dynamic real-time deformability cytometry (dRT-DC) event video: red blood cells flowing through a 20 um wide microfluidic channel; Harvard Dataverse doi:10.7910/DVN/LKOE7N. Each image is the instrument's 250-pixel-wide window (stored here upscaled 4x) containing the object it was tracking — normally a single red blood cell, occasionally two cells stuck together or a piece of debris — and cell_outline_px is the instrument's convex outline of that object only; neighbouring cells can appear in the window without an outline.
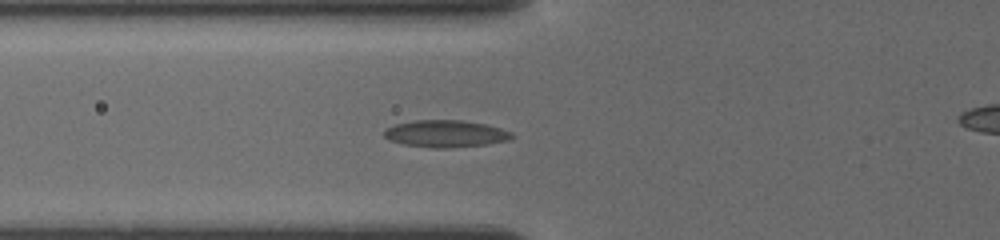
{"species": "common noctule bat (a hibernating species)", "species_latin": "Nyctalus noctula", "temperature_condition": "cold", "stored_images_in_passage": 13, "camera_frame_rate_fps": 3000, "um_per_image_px": 0.085, "animal": {"sex": "female", "body_mass_g": 19.5, "forearm_length_mm": 54.1}, "frame": {"image": 1, "passage_image": 11, "time_ms": 5.333, "image_size_px": [1000, 240], "cell_outline_px": [[516, 136], [512, 140], [484, 144], [448, 148], [436, 148], [404, 144], [388, 140], [384, 136], [384, 128], [396, 124], [416, 120], [464, 120], [484, 124], [500, 128], [512, 132]], "centroid_in_image_um": [37.89, 11.36], "position_along_channel_um": 87.9, "area_um2": 20.17}}
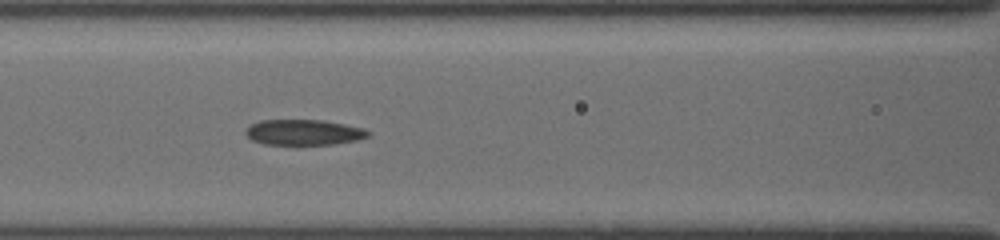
{"frame": {"image": 2, "passage_image": 13, "time_ms": 6.667, "image_size_px": [1000, 240], "cell_outline_px": [[372, 132], [368, 136], [360, 140], [332, 144], [296, 148], [264, 144], [252, 140], [244, 132], [252, 124], [260, 120], [320, 120], [344, 124], [364, 128]], "centroid_in_image_um": [25.83, 11.3], "position_along_channel_um": 140.8, "area_um2": 19.13}}